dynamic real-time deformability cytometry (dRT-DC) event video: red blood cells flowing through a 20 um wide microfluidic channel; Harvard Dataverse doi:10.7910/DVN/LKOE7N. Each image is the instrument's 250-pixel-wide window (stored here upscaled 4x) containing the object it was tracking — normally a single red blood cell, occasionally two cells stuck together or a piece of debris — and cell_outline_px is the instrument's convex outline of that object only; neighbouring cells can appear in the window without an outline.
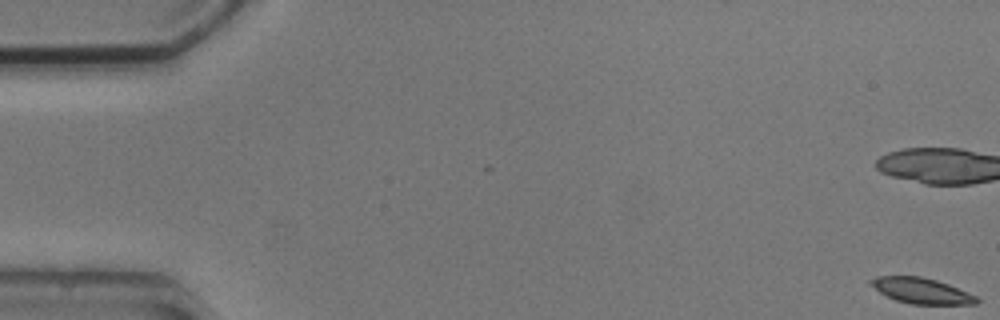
{"species": "common noctule bat (a hibernating species)", "species_latin": "Nyctalus noctula", "temperature_condition": "cold", "stored_images_in_passage": 5, "camera_frame_rate_fps": 3000, "um_per_image_px": 0.085, "animal": {"sex": "male", "body_mass_g": 20.5, "forearm_length_mm": 52.5}, "frame": {"image": 1, "passage_image": 1, "time_ms": 0.0, "image_size_px": [1000, 320], "cell_outline_px": [[980, 300], [976, 304], [912, 304], [896, 300], [880, 292], [868, 284], [868, 280], [876, 276], [920, 276], [936, 280], [948, 284], [976, 296]], "centroid_in_image_um": [78.29, 24.7], "position_along_channel_um": 6.7, "area_um2": 15.72}}